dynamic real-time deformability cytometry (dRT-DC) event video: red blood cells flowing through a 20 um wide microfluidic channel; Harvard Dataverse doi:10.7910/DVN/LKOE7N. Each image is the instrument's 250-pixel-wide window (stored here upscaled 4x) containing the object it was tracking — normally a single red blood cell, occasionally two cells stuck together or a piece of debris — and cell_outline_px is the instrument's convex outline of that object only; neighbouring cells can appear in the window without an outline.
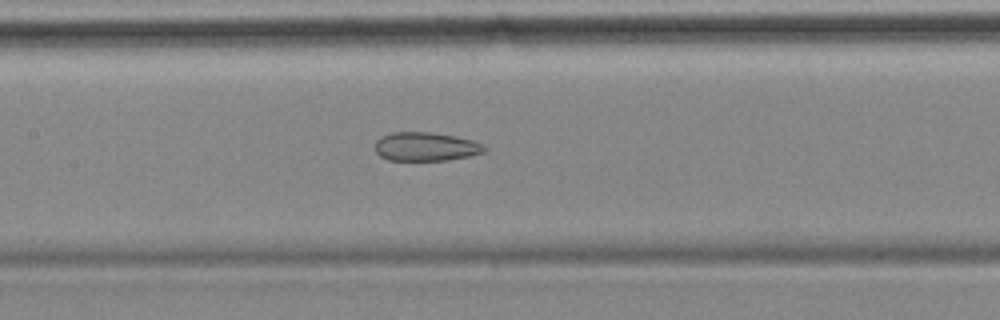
{"species": "common noctule bat (a hibernating species)", "species_latin": "Nyctalus noctula", "temperature_condition": "cold", "stored_images_in_passage": 57, "camera_frame_rate_fps": 3000, "um_per_image_px": 0.085, "animal": {"sex": "female", "body_mass_g": 18.4}, "frame": {"image": 1, "passage_image": 26, "time_ms": 8.333, "image_size_px": [1000, 320], "cell_outline_px": [[488, 148], [484, 152], [468, 156], [448, 160], [388, 160], [380, 156], [376, 152], [376, 140], [380, 136], [392, 132], [432, 132], [456, 136], [472, 140], [484, 144]], "centroid_in_image_um": [36.2, 12.45], "position_along_channel_um": 171.2, "area_um2": 18.44}}
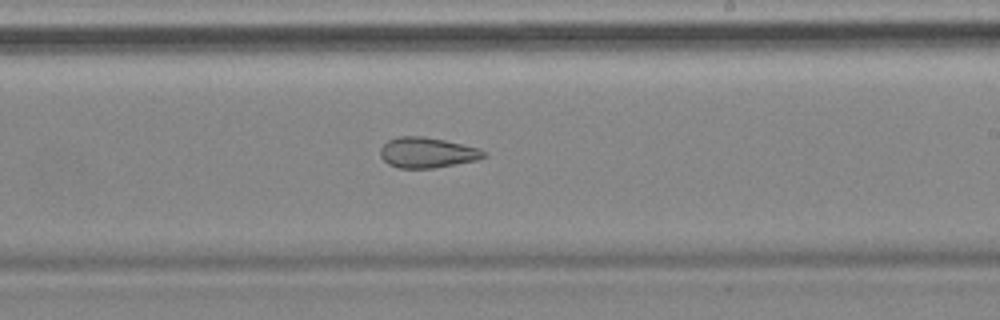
{"frame": {"image": 2, "passage_image": 33, "time_ms": 10.667, "image_size_px": [1000, 320], "cell_outline_px": [[488, 156], [480, 160], [432, 168], [400, 168], [388, 164], [380, 156], [380, 148], [388, 140], [400, 136], [424, 136], [444, 140], [480, 148], [488, 152]], "centroid_in_image_um": [36.36, 12.97], "position_along_channel_um": 252.6, "area_um2": 18.55}}
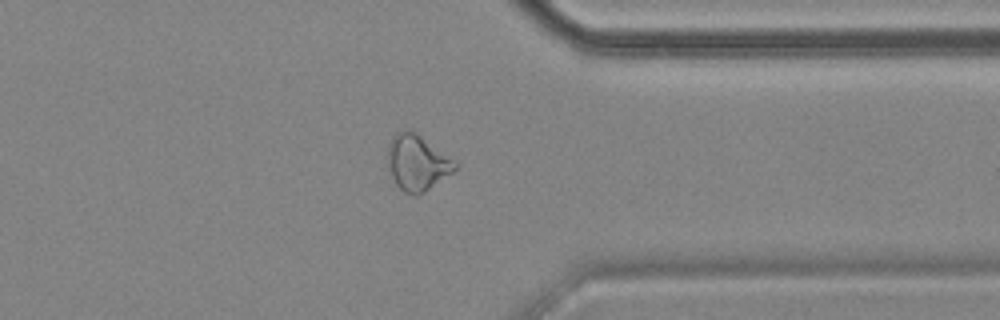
{"frame": {"image": 3, "passage_image": 44, "time_ms": 14.333, "image_size_px": [1000, 320], "cell_outline_px": [[456, 168], [452, 172], [424, 192], [416, 196], [412, 196], [404, 192], [396, 184], [388, 168], [388, 144], [392, 136], [396, 132], [404, 128], [412, 128], [456, 164]], "centroid_in_image_um": [35.39, 13.8], "position_along_channel_um": 376.0, "area_um2": 21.62}, "authors_computed_cell_mechanics": {"area_um2": 23.2934, "velocity_mm_per_s": 3.5049, "shape_relaxation_time_tau1_ms": null, "shape_relaxation_time_tau2_ms": 3.3872, "deformation_change_tau1": null, "deformation_change_tau2": 0.1157}}